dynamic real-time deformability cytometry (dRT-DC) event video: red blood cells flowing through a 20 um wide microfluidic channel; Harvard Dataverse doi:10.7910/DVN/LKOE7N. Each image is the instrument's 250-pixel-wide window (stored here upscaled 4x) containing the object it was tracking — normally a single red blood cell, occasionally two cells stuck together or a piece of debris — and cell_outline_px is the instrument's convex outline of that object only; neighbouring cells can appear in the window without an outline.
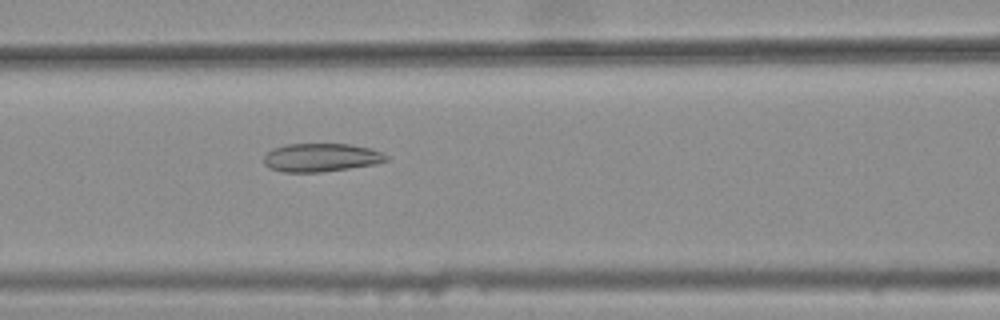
{"species": "common noctule bat (a hibernating species)", "species_latin": "Nyctalus noctula", "temperature_condition": "warm", "stored_images_in_passage": 47, "camera_frame_rate_fps": 3000, "um_per_image_px": 0.085, "animal": {"sex": "female", "body_mass_g": 25.1}, "frame": {"image": 1, "passage_image": 22, "time_ms": 7.0, "image_size_px": [1000, 320], "cell_outline_px": [[388, 160], [376, 164], [320, 172], [284, 172], [268, 168], [264, 164], [264, 156], [272, 148], [288, 144], [352, 144], [372, 148], [384, 152], [388, 156]], "centroid_in_image_um": [27.32, 13.38], "position_along_channel_um": 139.3, "area_um2": 20.4}}
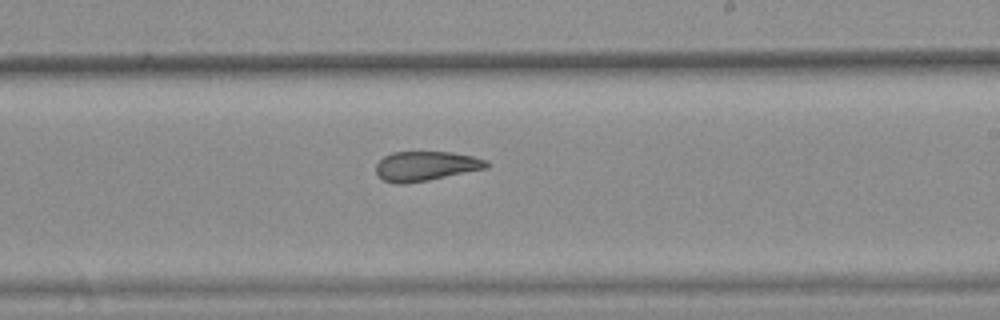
{"frame": {"image": 2, "passage_image": 31, "time_ms": 10.0, "image_size_px": [1000, 320], "cell_outline_px": [[492, 164], [488, 168], [428, 180], [404, 184], [396, 184], [384, 180], [376, 176], [376, 164], [384, 156], [392, 152], [452, 152], [472, 156], [488, 160]], "centroid_in_image_um": [36.21, 14.11], "position_along_channel_um": 252.8, "area_um2": 19.25}}
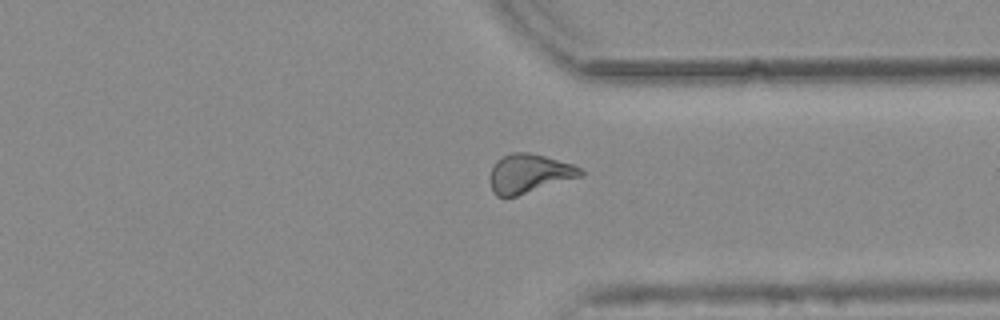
{"frame": {"image": 3, "passage_image": 40, "time_ms": 13.0, "image_size_px": [1000, 320], "cell_outline_px": [[584, 176], [516, 196], [496, 196], [492, 192], [492, 168], [496, 160], [512, 152], [528, 152], [544, 156], [572, 164], [580, 168], [584, 172]], "centroid_in_image_um": [45.02, 14.75], "position_along_channel_um": 366.4, "area_um2": 20.29}, "authors_computed_cell_mechanics": {"area_um2": 20.4034, "velocity_mm_per_s": 3.7918, "shape_relaxation_time_tau1_ms": null, "shape_relaxation_time_tau2_ms": 2.6927, "deformation_change_tau1": null, "deformation_change_tau2": 0.1139}}